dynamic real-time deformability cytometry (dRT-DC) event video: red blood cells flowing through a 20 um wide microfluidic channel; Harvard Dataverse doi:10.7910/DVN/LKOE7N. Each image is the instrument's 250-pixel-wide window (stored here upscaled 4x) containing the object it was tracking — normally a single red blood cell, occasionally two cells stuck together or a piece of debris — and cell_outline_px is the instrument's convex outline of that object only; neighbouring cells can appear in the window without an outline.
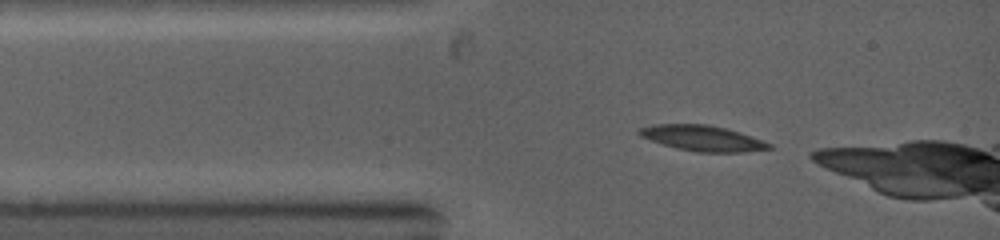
{"species": "common noctule bat (a hibernating species)", "species_latin": "Nyctalus noctula", "temperature_condition": "warm", "stored_images_in_passage": 18, "camera_frame_rate_fps": 5000, "um_per_image_px": 0.085, "animal": {"sex": "female", "body_mass_g": 19.0, "forearm_length_mm": 53.3}, "frame": {"image": 1, "passage_image": 1, "time_ms": 0.0, "image_size_px": [1000, 240], "cell_outline_px": [[772, 148], [744, 152], [696, 152], [676, 148], [640, 136], [636, 132], [636, 128], [652, 124], [708, 124], [740, 132], [772, 144]], "centroid_in_image_um": [59.67, 11.74], "position_along_channel_um": 25.3, "area_um2": 19.31}}
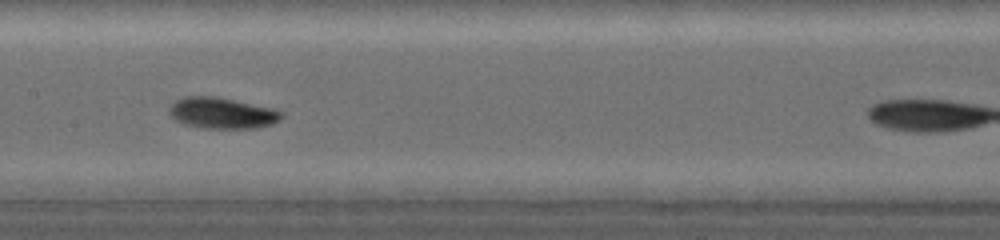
{"frame": {"image": 2, "passage_image": 11, "time_ms": 4.0, "image_size_px": [1000, 240], "cell_outline_px": [[284, 116], [280, 120], [272, 124], [256, 128], [204, 128], [184, 124], [176, 120], [168, 112], [168, 108], [176, 100], [184, 96], [216, 96], [272, 108], [284, 112]], "centroid_in_image_um": [18.88, 9.61], "position_along_channel_um": 188.5, "area_um2": 20.4}}